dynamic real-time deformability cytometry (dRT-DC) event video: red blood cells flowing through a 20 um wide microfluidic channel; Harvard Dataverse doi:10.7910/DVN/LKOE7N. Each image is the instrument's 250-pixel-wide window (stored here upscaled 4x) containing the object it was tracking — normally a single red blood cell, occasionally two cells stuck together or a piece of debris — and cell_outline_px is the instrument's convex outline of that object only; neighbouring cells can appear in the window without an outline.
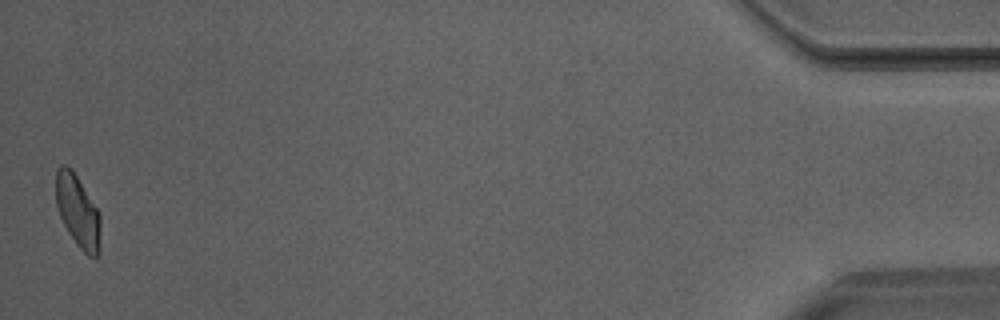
{"species": "Egyptian fruit bat (a non-hibernating species)", "species_latin": "Rousettus aegyptiacus", "temperature_condition": "room temperature", "stored_images_in_passage": 39, "camera_frame_rate_fps": 3000, "um_per_image_px": 0.085, "animal": {"sex": "male"}, "frame": {"image": 1, "passage_image": 39, "time_ms": 12.667, "image_size_px": [1000, 320], "cell_outline_px": [[100, 252], [96, 256], [88, 256], [76, 244], [68, 232], [60, 216], [56, 204], [56, 168], [60, 164], [64, 164], [72, 168], [100, 212]], "centroid_in_image_um": [6.62, 17.93], "position_along_channel_um": 428.6, "area_um2": 19.02}}